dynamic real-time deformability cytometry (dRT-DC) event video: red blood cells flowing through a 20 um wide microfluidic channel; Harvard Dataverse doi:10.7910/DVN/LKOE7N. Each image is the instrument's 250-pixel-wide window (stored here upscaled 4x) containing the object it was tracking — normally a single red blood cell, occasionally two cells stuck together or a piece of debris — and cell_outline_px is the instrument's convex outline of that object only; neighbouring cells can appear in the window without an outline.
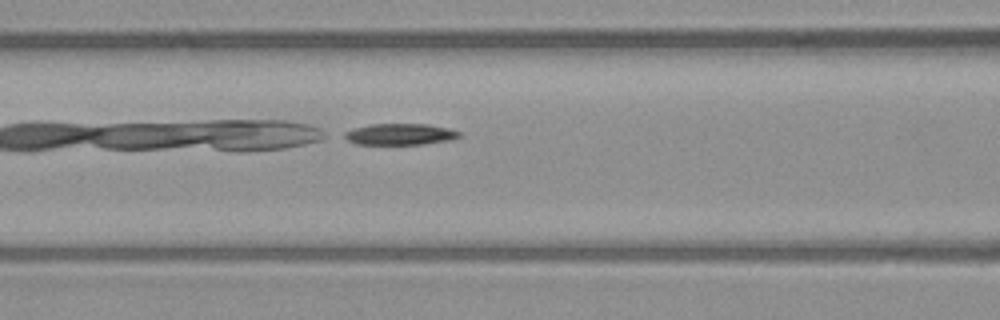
{"species": "common noctule bat (a hibernating species)", "species_latin": "Nyctalus noctula", "temperature_condition": "warm", "stored_images_in_passage": 10, "camera_frame_rate_fps": 3000, "um_per_image_px": 0.085, "animal": {"sex": "male", "body_mass_g": 23.1, "forearm_length_mm": 52.7}, "frame": {"image": 1, "passage_image": 9, "time_ms": 2.667, "image_size_px": [1000, 320], "cell_outline_px": [[460, 136], [452, 140], [424, 144], [356, 144], [340, 136], [344, 132], [352, 128], [372, 124], [428, 124], [448, 128], [460, 132]], "centroid_in_image_um": [33.97, 11.41], "position_along_channel_um": 132.6, "area_um2": 14.39}}